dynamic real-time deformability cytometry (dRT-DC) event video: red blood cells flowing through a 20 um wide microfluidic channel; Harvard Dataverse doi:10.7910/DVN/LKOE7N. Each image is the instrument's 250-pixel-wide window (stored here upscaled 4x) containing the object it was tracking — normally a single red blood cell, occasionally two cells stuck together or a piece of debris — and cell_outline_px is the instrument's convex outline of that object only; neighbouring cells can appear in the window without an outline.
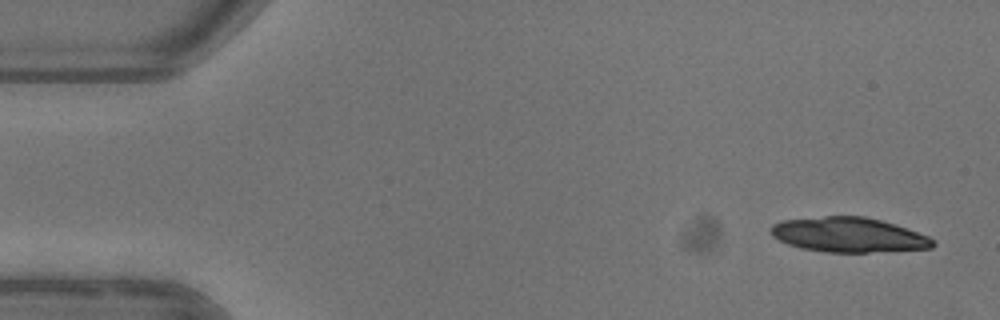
{"species": "common noctule bat (a hibernating species)", "species_latin": "Nyctalus noctula", "temperature_condition": "warm", "stored_images_in_passage": 4, "camera_frame_rate_fps": 3000, "um_per_image_px": 0.085, "animal": {"sex": "female"}, "frame": {"image": 1, "passage_image": 1, "time_ms": 0.0, "image_size_px": [1000, 320], "cell_outline_px": [[936, 244], [932, 248], [868, 252], [828, 252], [800, 248], [788, 244], [772, 236], [768, 228], [772, 224], [780, 220], [824, 216], [864, 216], [880, 220], [928, 236]], "centroid_in_image_um": [72.05, 19.95], "position_along_channel_um": 12.9, "area_um2": 32.66}}